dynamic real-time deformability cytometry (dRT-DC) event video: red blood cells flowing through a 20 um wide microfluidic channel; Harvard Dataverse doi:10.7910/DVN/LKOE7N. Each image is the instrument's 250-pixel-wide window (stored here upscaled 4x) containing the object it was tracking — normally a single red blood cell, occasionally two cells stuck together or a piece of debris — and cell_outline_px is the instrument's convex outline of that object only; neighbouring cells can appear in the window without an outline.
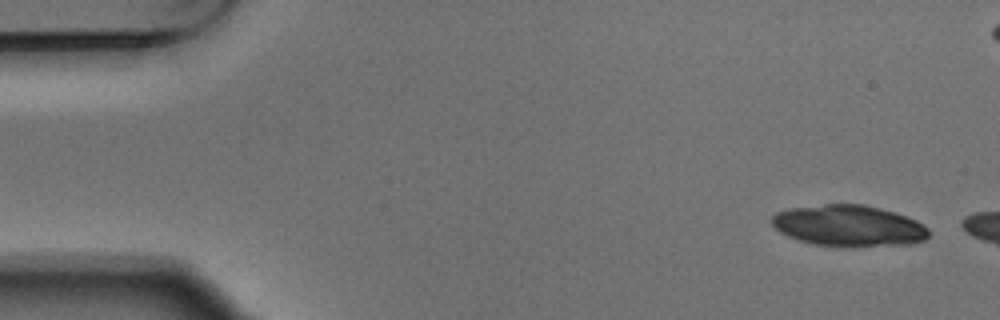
{"species": "Egyptian fruit bat (a non-hibernating species)", "species_latin": "Rousettus aegyptiacus", "temperature_condition": "warm", "stored_images_in_passage": 3, "camera_frame_rate_fps": 3000, "um_per_image_px": 0.085, "animal": {"sex": "male"}, "frame": {"image": 1, "passage_image": 1, "time_ms": 0.0, "image_size_px": [1000, 320], "cell_outline_px": [[928, 236], [924, 240], [908, 244], [812, 244], [788, 236], [780, 232], [772, 224], [772, 216], [776, 212], [788, 208], [824, 204], [864, 204], [896, 212], [916, 220], [924, 224], [928, 228]], "centroid_in_image_um": [72.13, 19.13], "position_along_channel_um": 12.9, "area_um2": 36.82}}